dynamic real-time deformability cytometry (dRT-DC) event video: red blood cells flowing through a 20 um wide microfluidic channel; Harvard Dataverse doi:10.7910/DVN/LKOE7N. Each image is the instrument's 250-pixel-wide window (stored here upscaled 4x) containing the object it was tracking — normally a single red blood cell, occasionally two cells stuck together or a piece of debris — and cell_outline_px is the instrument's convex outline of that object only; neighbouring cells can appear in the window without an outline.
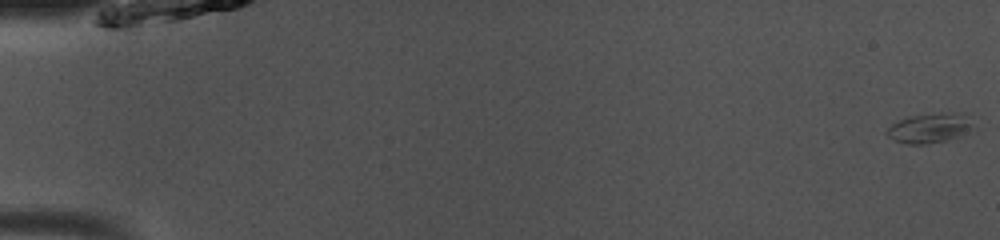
{"species": "common noctule bat (a hibernating species)", "species_latin": "Nyctalus noctula", "temperature_condition": "room temperature", "stored_images_in_passage": 50, "camera_frame_rate_fps": 3000, "um_per_image_px": 0.085, "animal": {"sex": "male", "body_mass_g": 13.0, "forearm_length_mm": 53.1}, "frame": {"image": 1, "passage_image": 1, "time_ms": 0.0, "image_size_px": [1000, 240], "cell_outline_px": [[968, 128], [960, 136], [948, 140], [928, 144], [908, 144], [896, 140], [888, 136], [884, 132], [892, 124], [908, 116], [944, 112], [964, 112], [968, 124]], "centroid_in_image_um": [78.94, 10.88], "position_along_channel_um": 6.1, "area_um2": 14.57}}
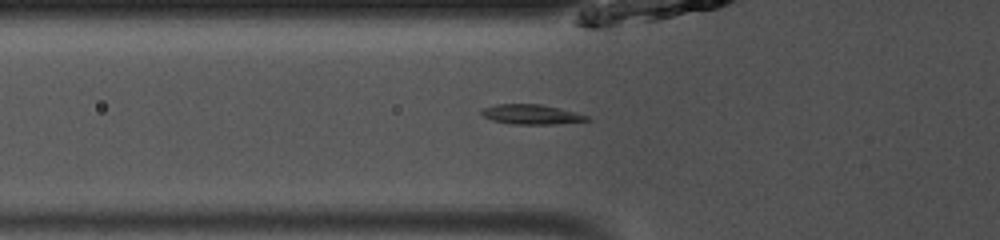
{"frame": {"image": 2, "passage_image": 18, "time_ms": 5.667, "image_size_px": [1000, 240], "cell_outline_px": [[592, 120], [552, 124], [512, 124], [492, 120], [484, 116], [480, 112], [484, 108], [496, 104], [540, 104], [560, 108], [588, 116]], "centroid_in_image_um": [45.16, 9.72], "position_along_channel_um": 80.6, "area_um2": 12.02}}
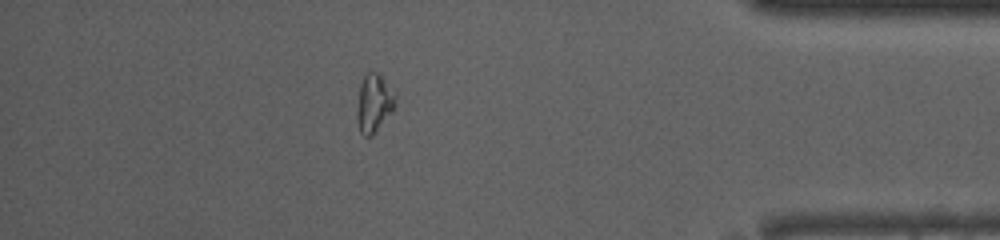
{"frame": {"image": 3, "passage_image": 44, "time_ms": 14.333, "image_size_px": [1000, 240], "cell_outline_px": [[392, 108], [372, 136], [364, 136], [360, 132], [356, 120], [356, 108], [360, 84], [364, 76], [368, 72], [376, 72], [380, 76], [392, 96]], "centroid_in_image_um": [31.65, 8.82], "position_along_channel_um": 403.5, "area_um2": 12.02}, "authors_computed_cell_mechanics": {"area_um2": 11.9646, "velocity_mm_per_s": 4.1145, "shape_relaxation_time_tau1_ms": null, "shape_relaxation_time_tau2_ms": 2.4327, "deformation_change_tau1": null, "deformation_change_tau2": 0.0958}}